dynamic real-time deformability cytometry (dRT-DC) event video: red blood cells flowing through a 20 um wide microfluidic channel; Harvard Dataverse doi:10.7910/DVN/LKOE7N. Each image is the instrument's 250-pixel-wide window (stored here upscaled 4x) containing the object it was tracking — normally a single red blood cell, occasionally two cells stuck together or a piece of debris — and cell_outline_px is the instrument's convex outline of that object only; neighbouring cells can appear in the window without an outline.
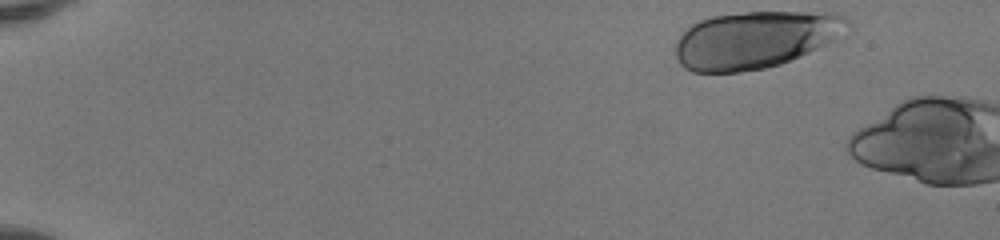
{"species": "human", "species_latin": "Homo sapiens", "temperature_condition": "room temperature", "stored_images_in_passage": 4, "camera_frame_rate_fps": 3000, "um_per_image_px": 0.085, "donor": {"sex": "female"}, "frame": {"image": 1, "passage_image": 1, "time_ms": 0.0, "image_size_px": [1000, 240], "cell_outline_px": [[848, 24], [836, 40], [800, 56], [780, 64], [764, 68], [740, 72], [692, 72], [684, 68], [680, 64], [676, 56], [676, 40], [692, 24], [700, 20], [712, 16], [744, 12], [836, 12], [844, 16], [848, 20]], "centroid_in_image_um": [64.18, 3.37], "position_along_channel_um": 20.8, "area_um2": 57.28}}